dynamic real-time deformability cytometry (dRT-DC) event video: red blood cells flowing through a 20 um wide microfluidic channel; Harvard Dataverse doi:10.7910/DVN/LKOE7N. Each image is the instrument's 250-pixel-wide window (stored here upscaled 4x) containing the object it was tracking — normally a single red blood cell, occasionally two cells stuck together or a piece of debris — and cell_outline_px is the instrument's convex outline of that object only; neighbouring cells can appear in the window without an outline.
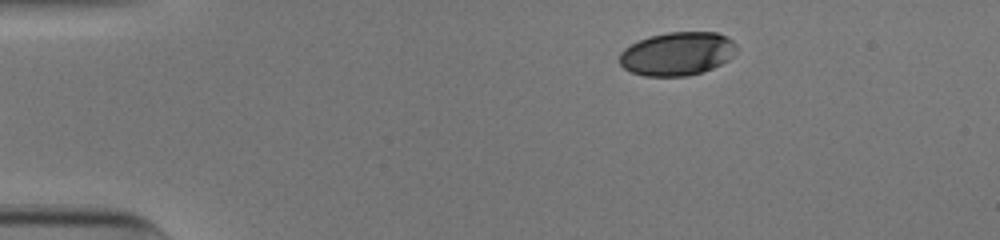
{"species": "human", "species_latin": "Homo sapiens", "temperature_condition": "cold", "stored_images_in_passage": 38, "camera_frame_rate_fps": 3000, "um_per_image_px": 0.085, "donor": {"sex": "male"}, "frame": {"image": 1, "passage_image": 1, "time_ms": 0.0, "image_size_px": [1000, 240], "cell_outline_px": [[736, 52], [728, 60], [704, 72], [688, 76], [644, 76], [632, 72], [624, 68], [620, 64], [620, 52], [624, 48], [640, 40], [652, 36], [668, 32], [716, 32], [728, 36], [736, 44]], "centroid_in_image_um": [57.59, 4.57], "position_along_channel_um": 27.4, "area_um2": 29.65}}
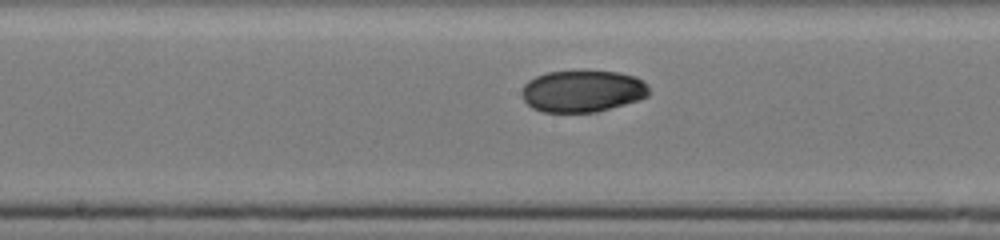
{"frame": {"image": 2, "passage_image": 20, "time_ms": 6.333, "image_size_px": [1000, 240], "cell_outline_px": [[648, 96], [624, 104], [596, 112], [544, 112], [532, 108], [524, 100], [520, 92], [524, 84], [528, 80], [536, 76], [548, 72], [616, 72], [636, 76], [648, 88]], "centroid_in_image_um": [49.46, 7.76], "position_along_channel_um": 198.7, "area_um2": 30.58}}
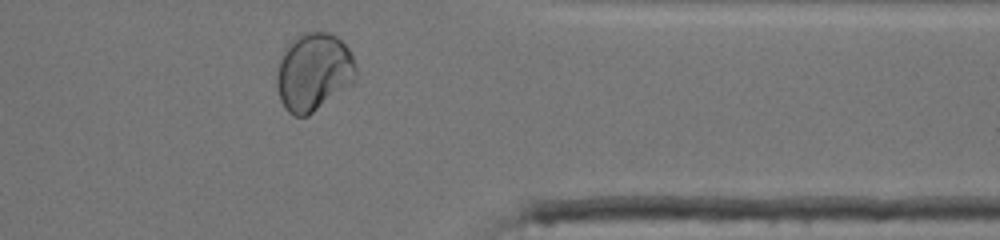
{"frame": {"image": 3, "passage_image": 35, "time_ms": 11.333, "image_size_px": [1000, 240], "cell_outline_px": [[356, 80], [352, 84], [308, 116], [292, 116], [284, 108], [280, 100], [276, 88], [276, 72], [280, 60], [284, 52], [304, 32], [328, 32], [336, 36], [348, 48], [352, 56], [356, 68]], "centroid_in_image_um": [26.66, 6.17], "position_along_channel_um": 384.7, "area_um2": 35.72}, "authors_computed_cell_mechanics": {"area_um2": 31.4432, "velocity_mm_per_s": 3.9137, "shape_relaxation_time_tau1_ms": 6.6981, "shape_relaxation_time_tau2_ms": 1.7798, "deformation_change_tau1": 0.1603, "deformation_change_tau2": 0.0285}}